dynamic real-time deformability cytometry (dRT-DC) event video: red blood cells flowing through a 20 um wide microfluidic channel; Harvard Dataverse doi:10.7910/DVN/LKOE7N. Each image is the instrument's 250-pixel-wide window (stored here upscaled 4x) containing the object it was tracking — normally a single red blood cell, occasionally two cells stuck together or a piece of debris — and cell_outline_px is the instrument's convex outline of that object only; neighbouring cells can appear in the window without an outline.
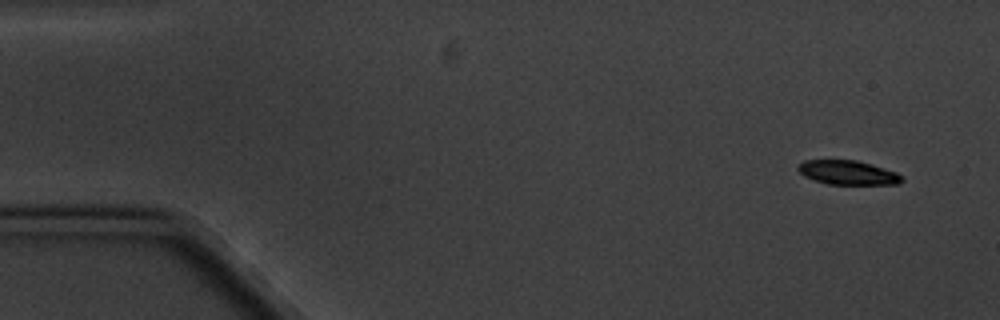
{"species": "common noctule bat (a hibernating species)", "species_latin": "Nyctalus noctula", "temperature_condition": "cold", "stored_images_in_passage": 9, "camera_frame_rate_fps": 3000, "um_per_image_px": 0.085, "animal": {"sex": "male", "body_mass_g": 20.1, "forearm_length_mm": 53.5}, "frame": {"image": 1, "passage_image": 1, "time_ms": 0.0, "image_size_px": [1000, 320], "cell_outline_px": [[904, 180], [900, 184], [828, 184], [804, 176], [796, 168], [804, 160], [856, 160], [872, 164], [896, 172]], "centroid_in_image_um": [72.07, 14.67], "position_along_channel_um": 12.9, "area_um2": 14.51}}
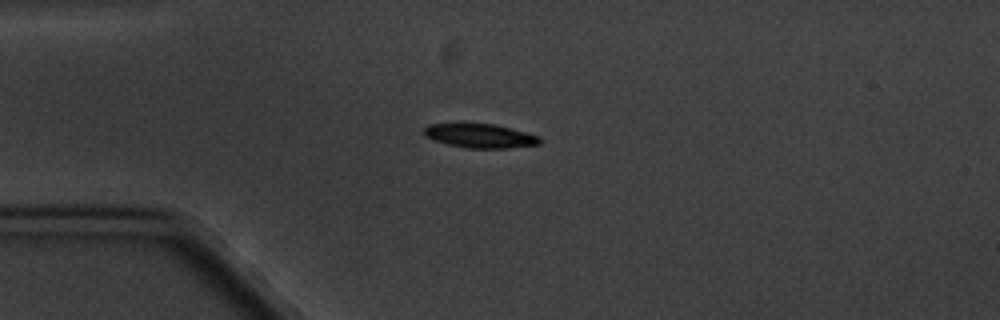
{"frame": {"image": 2, "passage_image": 4, "time_ms": 3.667, "image_size_px": [1000, 320], "cell_outline_px": [[540, 144], [508, 148], [468, 148], [448, 144], [432, 140], [424, 136], [424, 128], [428, 124], [496, 124], [540, 136]], "centroid_in_image_um": [40.8, 11.55], "position_along_channel_um": 44.2, "area_um2": 16.13}}